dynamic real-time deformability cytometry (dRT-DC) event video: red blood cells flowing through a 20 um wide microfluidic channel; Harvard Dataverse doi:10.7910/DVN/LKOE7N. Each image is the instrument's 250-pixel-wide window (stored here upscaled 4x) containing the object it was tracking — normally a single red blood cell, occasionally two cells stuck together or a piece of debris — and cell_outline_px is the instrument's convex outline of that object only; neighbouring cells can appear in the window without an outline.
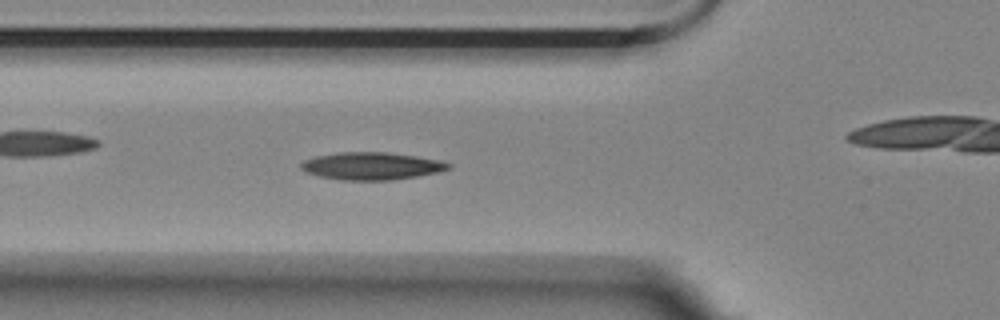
{"species": "Egyptian fruit bat (a non-hibernating species)", "species_latin": "Rousettus aegyptiacus", "temperature_condition": "room temperature", "stored_images_in_passage": 55, "camera_frame_rate_fps": 3000, "um_per_image_px": 0.085, "animal": {"sex": "female"}, "frame": {"image": 1, "passage_image": 18, "time_ms": 5.667, "image_size_px": [1000, 320], "cell_outline_px": [[452, 168], [440, 172], [392, 180], [340, 180], [320, 176], [308, 172], [300, 168], [300, 164], [304, 160], [316, 156], [340, 152], [388, 152], [416, 156], [440, 160], [452, 164]], "centroid_in_image_um": [31.62, 14.11], "position_along_channel_um": 94.2, "area_um2": 23.64}}
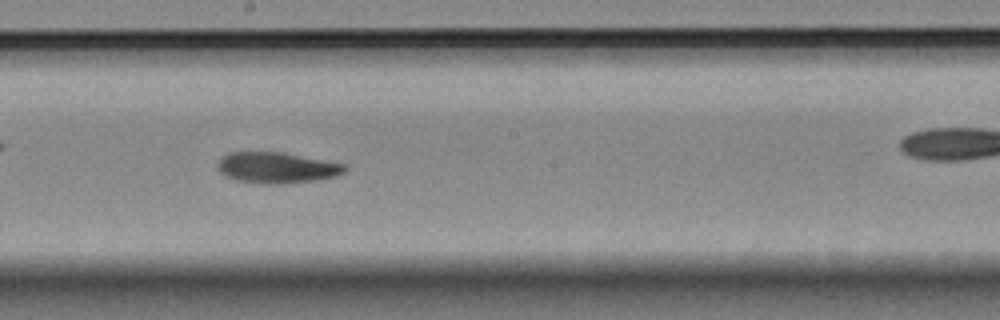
{"frame": {"image": 2, "passage_image": 29, "time_ms": 9.333, "image_size_px": [1000, 320], "cell_outline_px": [[348, 168], [344, 172], [336, 176], [316, 180], [284, 184], [264, 184], [236, 180], [220, 172], [216, 164], [228, 152], [284, 152], [348, 164]], "centroid_in_image_um": [23.58, 14.25], "position_along_channel_um": 224.6, "area_um2": 23.12}}
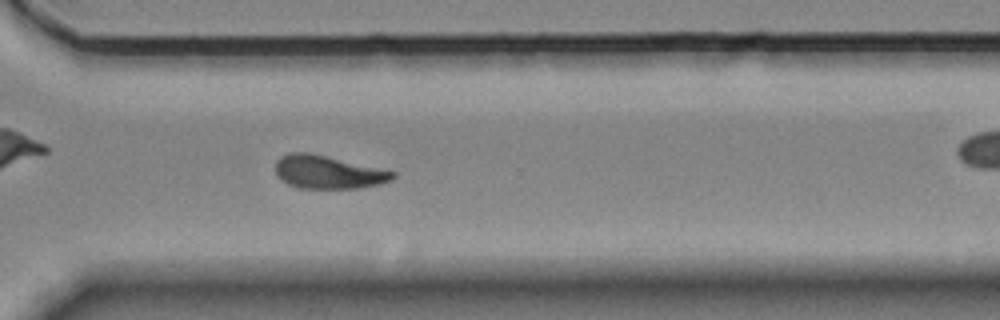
{"frame": {"image": 3, "passage_image": 39, "time_ms": 12.667, "image_size_px": [1000, 320], "cell_outline_px": [[396, 176], [392, 180], [380, 184], [360, 188], [300, 188], [288, 184], [276, 172], [276, 160], [280, 156], [288, 152], [308, 152], [396, 172]], "centroid_in_image_um": [27.89, 14.63], "position_along_channel_um": 342.7, "area_um2": 22.43}}